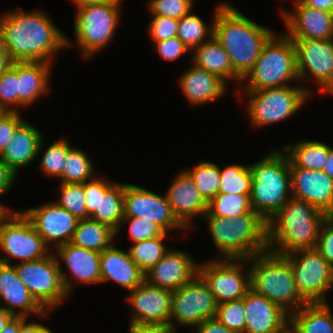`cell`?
I'll return each mask as SVG.
<instances>
[{
  "mask_svg": "<svg viewBox=\"0 0 333 333\" xmlns=\"http://www.w3.org/2000/svg\"><path fill=\"white\" fill-rule=\"evenodd\" d=\"M0 41L12 62L45 61L71 45L43 11L5 12L0 17Z\"/></svg>",
  "mask_w": 333,
  "mask_h": 333,
  "instance_id": "6da1fadb",
  "label": "cell"
},
{
  "mask_svg": "<svg viewBox=\"0 0 333 333\" xmlns=\"http://www.w3.org/2000/svg\"><path fill=\"white\" fill-rule=\"evenodd\" d=\"M213 26V36L228 53L233 71L241 80L251 71L264 45L275 34L228 3L216 7Z\"/></svg>",
  "mask_w": 333,
  "mask_h": 333,
  "instance_id": "7a4b0ae2",
  "label": "cell"
},
{
  "mask_svg": "<svg viewBox=\"0 0 333 333\" xmlns=\"http://www.w3.org/2000/svg\"><path fill=\"white\" fill-rule=\"evenodd\" d=\"M327 217L304 200L291 197L267 221L268 250L285 255L299 249L315 248L320 228Z\"/></svg>",
  "mask_w": 333,
  "mask_h": 333,
  "instance_id": "3957f363",
  "label": "cell"
},
{
  "mask_svg": "<svg viewBox=\"0 0 333 333\" xmlns=\"http://www.w3.org/2000/svg\"><path fill=\"white\" fill-rule=\"evenodd\" d=\"M218 258L248 259L268 251L267 222L257 213L205 216Z\"/></svg>",
  "mask_w": 333,
  "mask_h": 333,
  "instance_id": "277c9868",
  "label": "cell"
},
{
  "mask_svg": "<svg viewBox=\"0 0 333 333\" xmlns=\"http://www.w3.org/2000/svg\"><path fill=\"white\" fill-rule=\"evenodd\" d=\"M249 167L252 209L267 222L292 197L290 161L285 152L274 150Z\"/></svg>",
  "mask_w": 333,
  "mask_h": 333,
  "instance_id": "5b68a950",
  "label": "cell"
},
{
  "mask_svg": "<svg viewBox=\"0 0 333 333\" xmlns=\"http://www.w3.org/2000/svg\"><path fill=\"white\" fill-rule=\"evenodd\" d=\"M251 289L279 305L289 315L307 302L299 294L290 262L283 256L265 251L248 258Z\"/></svg>",
  "mask_w": 333,
  "mask_h": 333,
  "instance_id": "8992f818",
  "label": "cell"
},
{
  "mask_svg": "<svg viewBox=\"0 0 333 333\" xmlns=\"http://www.w3.org/2000/svg\"><path fill=\"white\" fill-rule=\"evenodd\" d=\"M292 80H299L293 40L285 33L280 37L274 34L264 45L251 71L241 81L244 86L240 90L288 86L290 84L287 82Z\"/></svg>",
  "mask_w": 333,
  "mask_h": 333,
  "instance_id": "52a82bcc",
  "label": "cell"
},
{
  "mask_svg": "<svg viewBox=\"0 0 333 333\" xmlns=\"http://www.w3.org/2000/svg\"><path fill=\"white\" fill-rule=\"evenodd\" d=\"M14 266L20 281L47 312L59 307L71 295L73 279L64 274L55 252Z\"/></svg>",
  "mask_w": 333,
  "mask_h": 333,
  "instance_id": "ba28073f",
  "label": "cell"
},
{
  "mask_svg": "<svg viewBox=\"0 0 333 333\" xmlns=\"http://www.w3.org/2000/svg\"><path fill=\"white\" fill-rule=\"evenodd\" d=\"M121 3H88L77 6L75 40L83 57L90 59L106 48L117 29Z\"/></svg>",
  "mask_w": 333,
  "mask_h": 333,
  "instance_id": "9c48e42d",
  "label": "cell"
},
{
  "mask_svg": "<svg viewBox=\"0 0 333 333\" xmlns=\"http://www.w3.org/2000/svg\"><path fill=\"white\" fill-rule=\"evenodd\" d=\"M241 91L249 97L247 114L256 128L282 122L296 114L312 93L307 87L291 85Z\"/></svg>",
  "mask_w": 333,
  "mask_h": 333,
  "instance_id": "30bf717a",
  "label": "cell"
},
{
  "mask_svg": "<svg viewBox=\"0 0 333 333\" xmlns=\"http://www.w3.org/2000/svg\"><path fill=\"white\" fill-rule=\"evenodd\" d=\"M293 271L296 288L307 303H327L333 288V267L316 248L295 250L283 255Z\"/></svg>",
  "mask_w": 333,
  "mask_h": 333,
  "instance_id": "8fae6325",
  "label": "cell"
},
{
  "mask_svg": "<svg viewBox=\"0 0 333 333\" xmlns=\"http://www.w3.org/2000/svg\"><path fill=\"white\" fill-rule=\"evenodd\" d=\"M218 308L204 279L197 274L191 281L172 292L169 325L197 327L204 320L215 318ZM175 321V322H174Z\"/></svg>",
  "mask_w": 333,
  "mask_h": 333,
  "instance_id": "7c38bea8",
  "label": "cell"
},
{
  "mask_svg": "<svg viewBox=\"0 0 333 333\" xmlns=\"http://www.w3.org/2000/svg\"><path fill=\"white\" fill-rule=\"evenodd\" d=\"M212 260L199 264L198 274L209 286L216 302L221 304L245 297L251 289L250 271L243 265L248 263V259Z\"/></svg>",
  "mask_w": 333,
  "mask_h": 333,
  "instance_id": "4fadbf2b",
  "label": "cell"
},
{
  "mask_svg": "<svg viewBox=\"0 0 333 333\" xmlns=\"http://www.w3.org/2000/svg\"><path fill=\"white\" fill-rule=\"evenodd\" d=\"M0 248L7 254V257H0V262L9 265L12 258L28 262L51 253L22 211L13 212L0 227Z\"/></svg>",
  "mask_w": 333,
  "mask_h": 333,
  "instance_id": "5bb4252c",
  "label": "cell"
},
{
  "mask_svg": "<svg viewBox=\"0 0 333 333\" xmlns=\"http://www.w3.org/2000/svg\"><path fill=\"white\" fill-rule=\"evenodd\" d=\"M292 40L299 80L311 75L322 92L333 94V39Z\"/></svg>",
  "mask_w": 333,
  "mask_h": 333,
  "instance_id": "9a60e30c",
  "label": "cell"
},
{
  "mask_svg": "<svg viewBox=\"0 0 333 333\" xmlns=\"http://www.w3.org/2000/svg\"><path fill=\"white\" fill-rule=\"evenodd\" d=\"M124 217L142 218L152 221L165 233L170 229L186 228L177 220L173 214L166 194L164 196L153 193L142 187L124 184Z\"/></svg>",
  "mask_w": 333,
  "mask_h": 333,
  "instance_id": "2e32d148",
  "label": "cell"
},
{
  "mask_svg": "<svg viewBox=\"0 0 333 333\" xmlns=\"http://www.w3.org/2000/svg\"><path fill=\"white\" fill-rule=\"evenodd\" d=\"M22 212L48 247L54 243L52 249L70 242L78 222V219L55 201Z\"/></svg>",
  "mask_w": 333,
  "mask_h": 333,
  "instance_id": "e0dca14e",
  "label": "cell"
},
{
  "mask_svg": "<svg viewBox=\"0 0 333 333\" xmlns=\"http://www.w3.org/2000/svg\"><path fill=\"white\" fill-rule=\"evenodd\" d=\"M126 296L132 306L131 324H169L172 291L144 280Z\"/></svg>",
  "mask_w": 333,
  "mask_h": 333,
  "instance_id": "ac0fdd59",
  "label": "cell"
},
{
  "mask_svg": "<svg viewBox=\"0 0 333 333\" xmlns=\"http://www.w3.org/2000/svg\"><path fill=\"white\" fill-rule=\"evenodd\" d=\"M292 197L333 216V178L323 171L295 167L290 162Z\"/></svg>",
  "mask_w": 333,
  "mask_h": 333,
  "instance_id": "d6986e66",
  "label": "cell"
},
{
  "mask_svg": "<svg viewBox=\"0 0 333 333\" xmlns=\"http://www.w3.org/2000/svg\"><path fill=\"white\" fill-rule=\"evenodd\" d=\"M180 250H170L148 270L145 280L162 289L175 291L191 281L198 274L199 263L191 255Z\"/></svg>",
  "mask_w": 333,
  "mask_h": 333,
  "instance_id": "ffe728a7",
  "label": "cell"
},
{
  "mask_svg": "<svg viewBox=\"0 0 333 333\" xmlns=\"http://www.w3.org/2000/svg\"><path fill=\"white\" fill-rule=\"evenodd\" d=\"M294 11L281 10V16L291 39H333V13L304 4Z\"/></svg>",
  "mask_w": 333,
  "mask_h": 333,
  "instance_id": "44dd1931",
  "label": "cell"
},
{
  "mask_svg": "<svg viewBox=\"0 0 333 333\" xmlns=\"http://www.w3.org/2000/svg\"><path fill=\"white\" fill-rule=\"evenodd\" d=\"M14 317L35 314L47 316L48 312L35 300L27 287L20 281L13 264L0 262V305Z\"/></svg>",
  "mask_w": 333,
  "mask_h": 333,
  "instance_id": "7402d4cb",
  "label": "cell"
},
{
  "mask_svg": "<svg viewBox=\"0 0 333 333\" xmlns=\"http://www.w3.org/2000/svg\"><path fill=\"white\" fill-rule=\"evenodd\" d=\"M165 193L168 203L177 220L186 228H191V218L208 211V202L203 198L193 179L186 171L179 173Z\"/></svg>",
  "mask_w": 333,
  "mask_h": 333,
  "instance_id": "603a6c76",
  "label": "cell"
},
{
  "mask_svg": "<svg viewBox=\"0 0 333 333\" xmlns=\"http://www.w3.org/2000/svg\"><path fill=\"white\" fill-rule=\"evenodd\" d=\"M245 333H278L289 324V314L279 305L250 289L244 297Z\"/></svg>",
  "mask_w": 333,
  "mask_h": 333,
  "instance_id": "cb8c5ba5",
  "label": "cell"
},
{
  "mask_svg": "<svg viewBox=\"0 0 333 333\" xmlns=\"http://www.w3.org/2000/svg\"><path fill=\"white\" fill-rule=\"evenodd\" d=\"M43 144V135L24 121L13 133L0 159L18 176V170L34 162Z\"/></svg>",
  "mask_w": 333,
  "mask_h": 333,
  "instance_id": "d4e9b609",
  "label": "cell"
},
{
  "mask_svg": "<svg viewBox=\"0 0 333 333\" xmlns=\"http://www.w3.org/2000/svg\"><path fill=\"white\" fill-rule=\"evenodd\" d=\"M100 268L101 282H116L129 292L145 280L144 273L131 260L129 252H124L114 245L101 252Z\"/></svg>",
  "mask_w": 333,
  "mask_h": 333,
  "instance_id": "484cf974",
  "label": "cell"
},
{
  "mask_svg": "<svg viewBox=\"0 0 333 333\" xmlns=\"http://www.w3.org/2000/svg\"><path fill=\"white\" fill-rule=\"evenodd\" d=\"M182 93L192 105H202L223 97L226 83L217 75L193 64L179 80Z\"/></svg>",
  "mask_w": 333,
  "mask_h": 333,
  "instance_id": "4316f807",
  "label": "cell"
},
{
  "mask_svg": "<svg viewBox=\"0 0 333 333\" xmlns=\"http://www.w3.org/2000/svg\"><path fill=\"white\" fill-rule=\"evenodd\" d=\"M56 249L58 254H55V257L59 261L61 259L66 264V267L70 271V276L77 283H101V253L71 243H66Z\"/></svg>",
  "mask_w": 333,
  "mask_h": 333,
  "instance_id": "83f0119b",
  "label": "cell"
},
{
  "mask_svg": "<svg viewBox=\"0 0 333 333\" xmlns=\"http://www.w3.org/2000/svg\"><path fill=\"white\" fill-rule=\"evenodd\" d=\"M50 69L52 65L45 61L18 62V112L48 93Z\"/></svg>",
  "mask_w": 333,
  "mask_h": 333,
  "instance_id": "f1b7e54d",
  "label": "cell"
},
{
  "mask_svg": "<svg viewBox=\"0 0 333 333\" xmlns=\"http://www.w3.org/2000/svg\"><path fill=\"white\" fill-rule=\"evenodd\" d=\"M192 51V64L217 75L226 84L235 80L241 85L242 80L234 73L228 53L214 36Z\"/></svg>",
  "mask_w": 333,
  "mask_h": 333,
  "instance_id": "f546056e",
  "label": "cell"
},
{
  "mask_svg": "<svg viewBox=\"0 0 333 333\" xmlns=\"http://www.w3.org/2000/svg\"><path fill=\"white\" fill-rule=\"evenodd\" d=\"M328 303H307L289 315L297 333H333V315Z\"/></svg>",
  "mask_w": 333,
  "mask_h": 333,
  "instance_id": "4dcf8cb0",
  "label": "cell"
},
{
  "mask_svg": "<svg viewBox=\"0 0 333 333\" xmlns=\"http://www.w3.org/2000/svg\"><path fill=\"white\" fill-rule=\"evenodd\" d=\"M116 231L91 218L78 220L69 243L101 253L112 246Z\"/></svg>",
  "mask_w": 333,
  "mask_h": 333,
  "instance_id": "1f68e13d",
  "label": "cell"
},
{
  "mask_svg": "<svg viewBox=\"0 0 333 333\" xmlns=\"http://www.w3.org/2000/svg\"><path fill=\"white\" fill-rule=\"evenodd\" d=\"M124 183H113L105 192H99L98 208L92 220L106 224L118 233L124 217Z\"/></svg>",
  "mask_w": 333,
  "mask_h": 333,
  "instance_id": "d6a6232c",
  "label": "cell"
},
{
  "mask_svg": "<svg viewBox=\"0 0 333 333\" xmlns=\"http://www.w3.org/2000/svg\"><path fill=\"white\" fill-rule=\"evenodd\" d=\"M331 148L319 141L302 140L293 145H286L284 150L295 167L322 171Z\"/></svg>",
  "mask_w": 333,
  "mask_h": 333,
  "instance_id": "836d02e7",
  "label": "cell"
},
{
  "mask_svg": "<svg viewBox=\"0 0 333 333\" xmlns=\"http://www.w3.org/2000/svg\"><path fill=\"white\" fill-rule=\"evenodd\" d=\"M94 165L85 151L71 147L64 160L61 183H84L96 175Z\"/></svg>",
  "mask_w": 333,
  "mask_h": 333,
  "instance_id": "e575fe53",
  "label": "cell"
},
{
  "mask_svg": "<svg viewBox=\"0 0 333 333\" xmlns=\"http://www.w3.org/2000/svg\"><path fill=\"white\" fill-rule=\"evenodd\" d=\"M245 213H255L252 209L250 195L217 193L208 203L204 216L237 217Z\"/></svg>",
  "mask_w": 333,
  "mask_h": 333,
  "instance_id": "d590c367",
  "label": "cell"
},
{
  "mask_svg": "<svg viewBox=\"0 0 333 333\" xmlns=\"http://www.w3.org/2000/svg\"><path fill=\"white\" fill-rule=\"evenodd\" d=\"M168 237L167 233H163L153 239L138 241L129 248L131 260L145 274L167 253V249L163 244V240Z\"/></svg>",
  "mask_w": 333,
  "mask_h": 333,
  "instance_id": "8d00e7d4",
  "label": "cell"
},
{
  "mask_svg": "<svg viewBox=\"0 0 333 333\" xmlns=\"http://www.w3.org/2000/svg\"><path fill=\"white\" fill-rule=\"evenodd\" d=\"M252 172L249 164H232L220 168L219 193L251 194Z\"/></svg>",
  "mask_w": 333,
  "mask_h": 333,
  "instance_id": "74e56055",
  "label": "cell"
},
{
  "mask_svg": "<svg viewBox=\"0 0 333 333\" xmlns=\"http://www.w3.org/2000/svg\"><path fill=\"white\" fill-rule=\"evenodd\" d=\"M213 27V22L208 26L199 16L191 12L178 20L177 37L192 52L213 36Z\"/></svg>",
  "mask_w": 333,
  "mask_h": 333,
  "instance_id": "f35d334b",
  "label": "cell"
},
{
  "mask_svg": "<svg viewBox=\"0 0 333 333\" xmlns=\"http://www.w3.org/2000/svg\"><path fill=\"white\" fill-rule=\"evenodd\" d=\"M185 171L193 179L203 198L209 203L219 190L220 167L214 162L203 161Z\"/></svg>",
  "mask_w": 333,
  "mask_h": 333,
  "instance_id": "ab89813d",
  "label": "cell"
},
{
  "mask_svg": "<svg viewBox=\"0 0 333 333\" xmlns=\"http://www.w3.org/2000/svg\"><path fill=\"white\" fill-rule=\"evenodd\" d=\"M60 198L55 202L69 211L76 219H88L84 183H61L59 185Z\"/></svg>",
  "mask_w": 333,
  "mask_h": 333,
  "instance_id": "60d3db41",
  "label": "cell"
},
{
  "mask_svg": "<svg viewBox=\"0 0 333 333\" xmlns=\"http://www.w3.org/2000/svg\"><path fill=\"white\" fill-rule=\"evenodd\" d=\"M18 62L0 75V108L5 112H18Z\"/></svg>",
  "mask_w": 333,
  "mask_h": 333,
  "instance_id": "b9f144b4",
  "label": "cell"
},
{
  "mask_svg": "<svg viewBox=\"0 0 333 333\" xmlns=\"http://www.w3.org/2000/svg\"><path fill=\"white\" fill-rule=\"evenodd\" d=\"M215 318L225 327L237 333H245L246 311L244 297L218 304Z\"/></svg>",
  "mask_w": 333,
  "mask_h": 333,
  "instance_id": "7bdbcfd3",
  "label": "cell"
},
{
  "mask_svg": "<svg viewBox=\"0 0 333 333\" xmlns=\"http://www.w3.org/2000/svg\"><path fill=\"white\" fill-rule=\"evenodd\" d=\"M71 148L67 140L60 138L53 142L44 152L40 169L48 176L62 177L64 160L67 151Z\"/></svg>",
  "mask_w": 333,
  "mask_h": 333,
  "instance_id": "ee69618b",
  "label": "cell"
},
{
  "mask_svg": "<svg viewBox=\"0 0 333 333\" xmlns=\"http://www.w3.org/2000/svg\"><path fill=\"white\" fill-rule=\"evenodd\" d=\"M194 0H150L149 10L153 16L180 19L191 13Z\"/></svg>",
  "mask_w": 333,
  "mask_h": 333,
  "instance_id": "f6af8a7d",
  "label": "cell"
},
{
  "mask_svg": "<svg viewBox=\"0 0 333 333\" xmlns=\"http://www.w3.org/2000/svg\"><path fill=\"white\" fill-rule=\"evenodd\" d=\"M124 223H129V238L135 243L138 241L153 239L161 236L164 231L152 221H146L142 218L123 217L121 226Z\"/></svg>",
  "mask_w": 333,
  "mask_h": 333,
  "instance_id": "bcb514c9",
  "label": "cell"
},
{
  "mask_svg": "<svg viewBox=\"0 0 333 333\" xmlns=\"http://www.w3.org/2000/svg\"><path fill=\"white\" fill-rule=\"evenodd\" d=\"M147 30L149 37L154 42L168 40L177 36L178 19L165 16H152Z\"/></svg>",
  "mask_w": 333,
  "mask_h": 333,
  "instance_id": "7dc6e473",
  "label": "cell"
},
{
  "mask_svg": "<svg viewBox=\"0 0 333 333\" xmlns=\"http://www.w3.org/2000/svg\"><path fill=\"white\" fill-rule=\"evenodd\" d=\"M113 183L97 176L84 182L85 204L89 216L98 208L99 192H105Z\"/></svg>",
  "mask_w": 333,
  "mask_h": 333,
  "instance_id": "c3c4849f",
  "label": "cell"
},
{
  "mask_svg": "<svg viewBox=\"0 0 333 333\" xmlns=\"http://www.w3.org/2000/svg\"><path fill=\"white\" fill-rule=\"evenodd\" d=\"M315 248L333 267V216H328L323 222Z\"/></svg>",
  "mask_w": 333,
  "mask_h": 333,
  "instance_id": "681fc988",
  "label": "cell"
},
{
  "mask_svg": "<svg viewBox=\"0 0 333 333\" xmlns=\"http://www.w3.org/2000/svg\"><path fill=\"white\" fill-rule=\"evenodd\" d=\"M154 46V50L166 61L177 60L184 53L190 51L177 36L168 40L154 42Z\"/></svg>",
  "mask_w": 333,
  "mask_h": 333,
  "instance_id": "f907efd6",
  "label": "cell"
},
{
  "mask_svg": "<svg viewBox=\"0 0 333 333\" xmlns=\"http://www.w3.org/2000/svg\"><path fill=\"white\" fill-rule=\"evenodd\" d=\"M24 121L19 112H5L0 117V155L5 150L15 130Z\"/></svg>",
  "mask_w": 333,
  "mask_h": 333,
  "instance_id": "816d5d0a",
  "label": "cell"
},
{
  "mask_svg": "<svg viewBox=\"0 0 333 333\" xmlns=\"http://www.w3.org/2000/svg\"><path fill=\"white\" fill-rule=\"evenodd\" d=\"M128 333H176L169 324H141V323H130Z\"/></svg>",
  "mask_w": 333,
  "mask_h": 333,
  "instance_id": "f5cc1de1",
  "label": "cell"
},
{
  "mask_svg": "<svg viewBox=\"0 0 333 333\" xmlns=\"http://www.w3.org/2000/svg\"><path fill=\"white\" fill-rule=\"evenodd\" d=\"M17 175L0 159V197L8 193Z\"/></svg>",
  "mask_w": 333,
  "mask_h": 333,
  "instance_id": "db71d44e",
  "label": "cell"
},
{
  "mask_svg": "<svg viewBox=\"0 0 333 333\" xmlns=\"http://www.w3.org/2000/svg\"><path fill=\"white\" fill-rule=\"evenodd\" d=\"M196 329V333H237L225 327L216 318L204 320Z\"/></svg>",
  "mask_w": 333,
  "mask_h": 333,
  "instance_id": "11a10c76",
  "label": "cell"
},
{
  "mask_svg": "<svg viewBox=\"0 0 333 333\" xmlns=\"http://www.w3.org/2000/svg\"><path fill=\"white\" fill-rule=\"evenodd\" d=\"M20 333H53L48 327L32 322L28 323L27 321L21 326Z\"/></svg>",
  "mask_w": 333,
  "mask_h": 333,
  "instance_id": "9f6ffc18",
  "label": "cell"
},
{
  "mask_svg": "<svg viewBox=\"0 0 333 333\" xmlns=\"http://www.w3.org/2000/svg\"><path fill=\"white\" fill-rule=\"evenodd\" d=\"M28 319L25 317H12L9 322L5 325L4 330L1 333H20L21 326Z\"/></svg>",
  "mask_w": 333,
  "mask_h": 333,
  "instance_id": "6f0895ef",
  "label": "cell"
},
{
  "mask_svg": "<svg viewBox=\"0 0 333 333\" xmlns=\"http://www.w3.org/2000/svg\"><path fill=\"white\" fill-rule=\"evenodd\" d=\"M12 64L6 48L0 41V75L6 71Z\"/></svg>",
  "mask_w": 333,
  "mask_h": 333,
  "instance_id": "680465c9",
  "label": "cell"
},
{
  "mask_svg": "<svg viewBox=\"0 0 333 333\" xmlns=\"http://www.w3.org/2000/svg\"><path fill=\"white\" fill-rule=\"evenodd\" d=\"M306 6L328 12V0H305Z\"/></svg>",
  "mask_w": 333,
  "mask_h": 333,
  "instance_id": "91938a15",
  "label": "cell"
},
{
  "mask_svg": "<svg viewBox=\"0 0 333 333\" xmlns=\"http://www.w3.org/2000/svg\"><path fill=\"white\" fill-rule=\"evenodd\" d=\"M329 177L333 178V148L330 149L324 168L322 170Z\"/></svg>",
  "mask_w": 333,
  "mask_h": 333,
  "instance_id": "94428289",
  "label": "cell"
},
{
  "mask_svg": "<svg viewBox=\"0 0 333 333\" xmlns=\"http://www.w3.org/2000/svg\"><path fill=\"white\" fill-rule=\"evenodd\" d=\"M13 316L0 306V333Z\"/></svg>",
  "mask_w": 333,
  "mask_h": 333,
  "instance_id": "6125c7cd",
  "label": "cell"
},
{
  "mask_svg": "<svg viewBox=\"0 0 333 333\" xmlns=\"http://www.w3.org/2000/svg\"><path fill=\"white\" fill-rule=\"evenodd\" d=\"M75 4V7L88 4V3H101V2H108V3H122V0H72Z\"/></svg>",
  "mask_w": 333,
  "mask_h": 333,
  "instance_id": "be15d7a7",
  "label": "cell"
},
{
  "mask_svg": "<svg viewBox=\"0 0 333 333\" xmlns=\"http://www.w3.org/2000/svg\"><path fill=\"white\" fill-rule=\"evenodd\" d=\"M13 211H10L8 207L0 204V227L3 225V223L12 215Z\"/></svg>",
  "mask_w": 333,
  "mask_h": 333,
  "instance_id": "e7e4bbea",
  "label": "cell"
},
{
  "mask_svg": "<svg viewBox=\"0 0 333 333\" xmlns=\"http://www.w3.org/2000/svg\"><path fill=\"white\" fill-rule=\"evenodd\" d=\"M278 333H297L295 331V329L291 326V324L289 323L288 325H286L281 331H279Z\"/></svg>",
  "mask_w": 333,
  "mask_h": 333,
  "instance_id": "03108f58",
  "label": "cell"
},
{
  "mask_svg": "<svg viewBox=\"0 0 333 333\" xmlns=\"http://www.w3.org/2000/svg\"><path fill=\"white\" fill-rule=\"evenodd\" d=\"M328 12L333 13V0H328Z\"/></svg>",
  "mask_w": 333,
  "mask_h": 333,
  "instance_id": "003e7915",
  "label": "cell"
},
{
  "mask_svg": "<svg viewBox=\"0 0 333 333\" xmlns=\"http://www.w3.org/2000/svg\"><path fill=\"white\" fill-rule=\"evenodd\" d=\"M293 1H294V7L302 5L305 2V0H293Z\"/></svg>",
  "mask_w": 333,
  "mask_h": 333,
  "instance_id": "a7ac6f4b",
  "label": "cell"
},
{
  "mask_svg": "<svg viewBox=\"0 0 333 333\" xmlns=\"http://www.w3.org/2000/svg\"><path fill=\"white\" fill-rule=\"evenodd\" d=\"M5 113L3 109L0 108V117Z\"/></svg>",
  "mask_w": 333,
  "mask_h": 333,
  "instance_id": "89a4df30",
  "label": "cell"
}]
</instances>
